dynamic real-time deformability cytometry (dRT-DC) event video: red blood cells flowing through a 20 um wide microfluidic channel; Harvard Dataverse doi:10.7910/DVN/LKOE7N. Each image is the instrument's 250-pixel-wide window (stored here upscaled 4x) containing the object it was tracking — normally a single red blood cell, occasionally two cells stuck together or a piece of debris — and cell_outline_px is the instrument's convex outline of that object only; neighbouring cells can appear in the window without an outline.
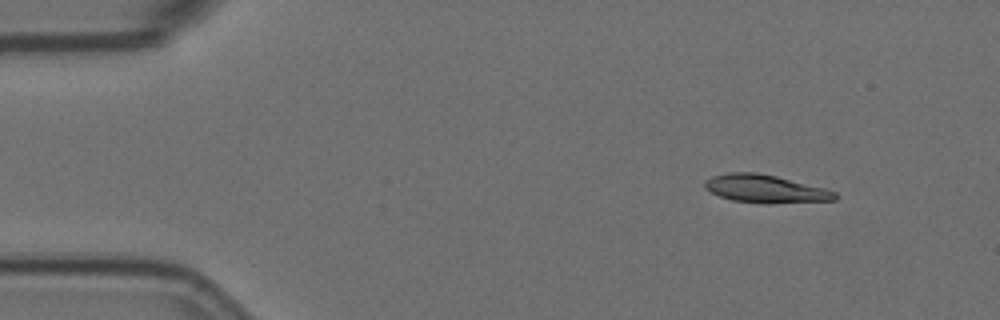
{"species": "Egyptian fruit bat (a non-hibernating species)", "species_latin": "Rousettus aegyptiacus", "temperature_condition": "room temperature", "stored_images_in_passage": 4, "camera_frame_rate_fps": 3000, "um_per_image_px": 0.085, "animal": {"sex": "female"}, "frame": {"image": 1, "passage_image": 1, "time_ms": 0.0, "image_size_px": [1000, 320], "cell_outline_px": [[840, 196], [836, 200], [768, 204], [732, 200], [720, 196], [704, 188], [704, 180], [712, 176], [728, 172], [756, 172], [776, 176], [824, 188], [836, 192]], "centroid_in_image_um": [65.06, 16.05], "position_along_channel_um": 19.9, "area_um2": 21.33}}
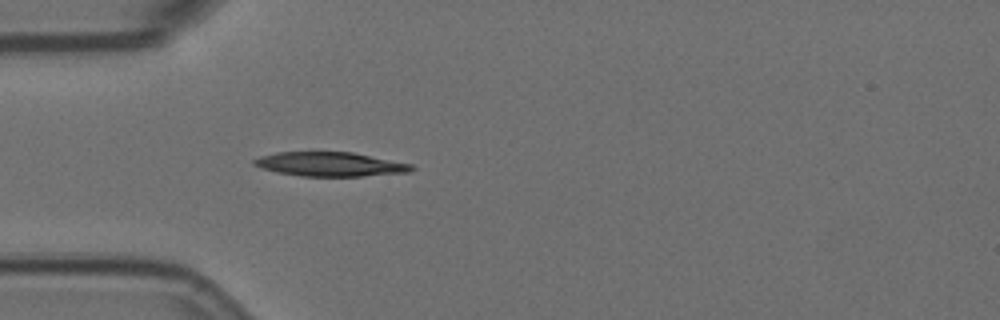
{"frame": {"image": 2, "passage_image": 4, "time_ms": 1.0, "image_size_px": [1000, 320], "cell_outline_px": [[416, 168], [412, 172], [364, 176], [300, 176], [280, 172], [264, 168], [252, 164], [252, 160], [260, 156], [276, 152], [352, 152], [412, 164]], "centroid_in_image_um": [28.11, 13.96], "position_along_channel_um": 56.9, "area_um2": 22.14}}